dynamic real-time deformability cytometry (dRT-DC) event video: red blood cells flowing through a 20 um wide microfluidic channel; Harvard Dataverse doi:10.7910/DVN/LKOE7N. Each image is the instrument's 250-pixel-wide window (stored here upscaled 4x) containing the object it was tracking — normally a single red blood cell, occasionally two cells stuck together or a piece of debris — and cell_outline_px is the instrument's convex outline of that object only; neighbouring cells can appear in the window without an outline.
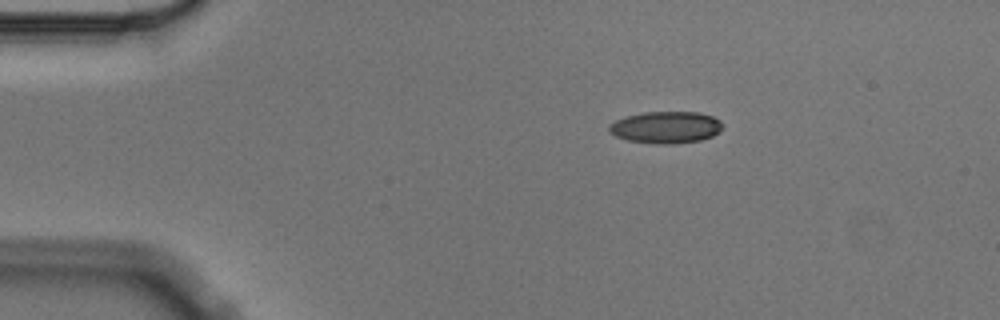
{"species": "Egyptian fruit bat (a non-hibernating species)", "species_latin": "Rousettus aegyptiacus", "temperature_condition": "cold", "stored_images_in_passage": 6, "camera_frame_rate_fps": 3000, "um_per_image_px": 0.085, "animal": {"sex": "male"}, "frame": {"image": 1, "passage_image": 6, "time_ms": 1.667, "image_size_px": [1000, 320], "cell_outline_px": [[724, 124], [720, 132], [712, 136], [700, 140], [672, 144], [656, 144], [628, 140], [616, 136], [608, 132], [608, 124], [616, 120], [628, 116], [644, 112], [700, 112], [712, 116], [720, 120]], "centroid_in_image_um": [56.61, 10.82], "position_along_channel_um": 28.4, "area_um2": 21.21}}